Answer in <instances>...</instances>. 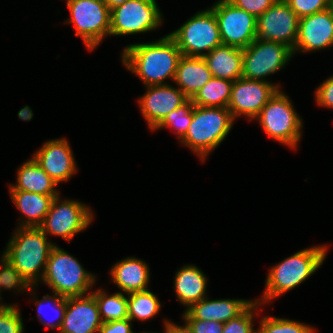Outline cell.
<instances>
[{
    "label": "cell",
    "mask_w": 333,
    "mask_h": 333,
    "mask_svg": "<svg viewBox=\"0 0 333 333\" xmlns=\"http://www.w3.org/2000/svg\"><path fill=\"white\" fill-rule=\"evenodd\" d=\"M193 102L189 99L185 104L181 107L173 110L169 113L164 120L153 130H161L163 128H169L178 137L180 141L185 135L188 130V127L191 124L193 118Z\"/></svg>",
    "instance_id": "obj_31"
},
{
    "label": "cell",
    "mask_w": 333,
    "mask_h": 333,
    "mask_svg": "<svg viewBox=\"0 0 333 333\" xmlns=\"http://www.w3.org/2000/svg\"><path fill=\"white\" fill-rule=\"evenodd\" d=\"M132 327V321L129 318L103 322L99 329V333H134Z\"/></svg>",
    "instance_id": "obj_39"
},
{
    "label": "cell",
    "mask_w": 333,
    "mask_h": 333,
    "mask_svg": "<svg viewBox=\"0 0 333 333\" xmlns=\"http://www.w3.org/2000/svg\"><path fill=\"white\" fill-rule=\"evenodd\" d=\"M182 56L175 40L167 34L155 41L125 46L121 62L144 86L166 85L168 79L174 82Z\"/></svg>",
    "instance_id": "obj_1"
},
{
    "label": "cell",
    "mask_w": 333,
    "mask_h": 333,
    "mask_svg": "<svg viewBox=\"0 0 333 333\" xmlns=\"http://www.w3.org/2000/svg\"><path fill=\"white\" fill-rule=\"evenodd\" d=\"M94 217L92 208L84 202L62 199L59 194L54 197L40 228L47 236L61 237L70 242L91 225Z\"/></svg>",
    "instance_id": "obj_9"
},
{
    "label": "cell",
    "mask_w": 333,
    "mask_h": 333,
    "mask_svg": "<svg viewBox=\"0 0 333 333\" xmlns=\"http://www.w3.org/2000/svg\"><path fill=\"white\" fill-rule=\"evenodd\" d=\"M144 95L137 99L140 113L153 131L173 110L185 104L189 98L176 86H145Z\"/></svg>",
    "instance_id": "obj_15"
},
{
    "label": "cell",
    "mask_w": 333,
    "mask_h": 333,
    "mask_svg": "<svg viewBox=\"0 0 333 333\" xmlns=\"http://www.w3.org/2000/svg\"><path fill=\"white\" fill-rule=\"evenodd\" d=\"M37 285H32L28 295H32L33 302L36 305L37 319L47 329H60L66 311V297L57 293L53 295L46 294L38 300L36 295ZM48 311V312H47Z\"/></svg>",
    "instance_id": "obj_26"
},
{
    "label": "cell",
    "mask_w": 333,
    "mask_h": 333,
    "mask_svg": "<svg viewBox=\"0 0 333 333\" xmlns=\"http://www.w3.org/2000/svg\"><path fill=\"white\" fill-rule=\"evenodd\" d=\"M203 58L213 77L230 81L242 78L243 49L222 44Z\"/></svg>",
    "instance_id": "obj_24"
},
{
    "label": "cell",
    "mask_w": 333,
    "mask_h": 333,
    "mask_svg": "<svg viewBox=\"0 0 333 333\" xmlns=\"http://www.w3.org/2000/svg\"><path fill=\"white\" fill-rule=\"evenodd\" d=\"M24 323L20 308L15 303L0 309V333H23Z\"/></svg>",
    "instance_id": "obj_34"
},
{
    "label": "cell",
    "mask_w": 333,
    "mask_h": 333,
    "mask_svg": "<svg viewBox=\"0 0 333 333\" xmlns=\"http://www.w3.org/2000/svg\"><path fill=\"white\" fill-rule=\"evenodd\" d=\"M168 34L175 40L183 56L204 57L222 45L216 15L211 8L199 10Z\"/></svg>",
    "instance_id": "obj_7"
},
{
    "label": "cell",
    "mask_w": 333,
    "mask_h": 333,
    "mask_svg": "<svg viewBox=\"0 0 333 333\" xmlns=\"http://www.w3.org/2000/svg\"><path fill=\"white\" fill-rule=\"evenodd\" d=\"M70 16L64 23L73 24L89 51L96 49L110 35V9L101 0H66Z\"/></svg>",
    "instance_id": "obj_8"
},
{
    "label": "cell",
    "mask_w": 333,
    "mask_h": 333,
    "mask_svg": "<svg viewBox=\"0 0 333 333\" xmlns=\"http://www.w3.org/2000/svg\"><path fill=\"white\" fill-rule=\"evenodd\" d=\"M112 282L124 294L145 291L149 289L150 269L149 265L136 257H126L117 261L110 268Z\"/></svg>",
    "instance_id": "obj_20"
},
{
    "label": "cell",
    "mask_w": 333,
    "mask_h": 333,
    "mask_svg": "<svg viewBox=\"0 0 333 333\" xmlns=\"http://www.w3.org/2000/svg\"><path fill=\"white\" fill-rule=\"evenodd\" d=\"M234 81L212 77L190 100L195 106L227 108Z\"/></svg>",
    "instance_id": "obj_27"
},
{
    "label": "cell",
    "mask_w": 333,
    "mask_h": 333,
    "mask_svg": "<svg viewBox=\"0 0 333 333\" xmlns=\"http://www.w3.org/2000/svg\"><path fill=\"white\" fill-rule=\"evenodd\" d=\"M255 120L269 138L291 150H297L303 137V120L282 89L266 103Z\"/></svg>",
    "instance_id": "obj_6"
},
{
    "label": "cell",
    "mask_w": 333,
    "mask_h": 333,
    "mask_svg": "<svg viewBox=\"0 0 333 333\" xmlns=\"http://www.w3.org/2000/svg\"><path fill=\"white\" fill-rule=\"evenodd\" d=\"M299 19L285 0H277L257 18V38L280 42L293 50L298 36Z\"/></svg>",
    "instance_id": "obj_14"
},
{
    "label": "cell",
    "mask_w": 333,
    "mask_h": 333,
    "mask_svg": "<svg viewBox=\"0 0 333 333\" xmlns=\"http://www.w3.org/2000/svg\"><path fill=\"white\" fill-rule=\"evenodd\" d=\"M103 288L91 291L94 295L102 322L124 320L128 318L127 294L115 292L108 294Z\"/></svg>",
    "instance_id": "obj_29"
},
{
    "label": "cell",
    "mask_w": 333,
    "mask_h": 333,
    "mask_svg": "<svg viewBox=\"0 0 333 333\" xmlns=\"http://www.w3.org/2000/svg\"><path fill=\"white\" fill-rule=\"evenodd\" d=\"M327 244L297 251L290 257L271 266L265 280L261 298L255 299L264 307L283 294L297 288L323 265L328 252Z\"/></svg>",
    "instance_id": "obj_2"
},
{
    "label": "cell",
    "mask_w": 333,
    "mask_h": 333,
    "mask_svg": "<svg viewBox=\"0 0 333 333\" xmlns=\"http://www.w3.org/2000/svg\"><path fill=\"white\" fill-rule=\"evenodd\" d=\"M190 333H222L224 323L213 320L182 319Z\"/></svg>",
    "instance_id": "obj_38"
},
{
    "label": "cell",
    "mask_w": 333,
    "mask_h": 333,
    "mask_svg": "<svg viewBox=\"0 0 333 333\" xmlns=\"http://www.w3.org/2000/svg\"><path fill=\"white\" fill-rule=\"evenodd\" d=\"M32 285L28 280L14 267V265L0 256V299L2 300V290L15 291L14 293H27ZM17 290V291H16Z\"/></svg>",
    "instance_id": "obj_32"
},
{
    "label": "cell",
    "mask_w": 333,
    "mask_h": 333,
    "mask_svg": "<svg viewBox=\"0 0 333 333\" xmlns=\"http://www.w3.org/2000/svg\"><path fill=\"white\" fill-rule=\"evenodd\" d=\"M141 333H156V332H152V331H151V332H147V331L145 332V331H144V332H141ZM163 333H164V332H163Z\"/></svg>",
    "instance_id": "obj_43"
},
{
    "label": "cell",
    "mask_w": 333,
    "mask_h": 333,
    "mask_svg": "<svg viewBox=\"0 0 333 333\" xmlns=\"http://www.w3.org/2000/svg\"><path fill=\"white\" fill-rule=\"evenodd\" d=\"M16 183L9 184V191H26L47 196H58V185L34 160L29 158L19 166Z\"/></svg>",
    "instance_id": "obj_22"
},
{
    "label": "cell",
    "mask_w": 333,
    "mask_h": 333,
    "mask_svg": "<svg viewBox=\"0 0 333 333\" xmlns=\"http://www.w3.org/2000/svg\"><path fill=\"white\" fill-rule=\"evenodd\" d=\"M210 8L216 15L222 44L244 49L257 38L253 15L229 0H217Z\"/></svg>",
    "instance_id": "obj_12"
},
{
    "label": "cell",
    "mask_w": 333,
    "mask_h": 333,
    "mask_svg": "<svg viewBox=\"0 0 333 333\" xmlns=\"http://www.w3.org/2000/svg\"><path fill=\"white\" fill-rule=\"evenodd\" d=\"M262 304L255 300L242 314L224 323L222 333H257L254 327L255 316H260Z\"/></svg>",
    "instance_id": "obj_33"
},
{
    "label": "cell",
    "mask_w": 333,
    "mask_h": 333,
    "mask_svg": "<svg viewBox=\"0 0 333 333\" xmlns=\"http://www.w3.org/2000/svg\"><path fill=\"white\" fill-rule=\"evenodd\" d=\"M96 279L97 276L86 271L77 258L54 245L41 281L53 293L67 298L90 294Z\"/></svg>",
    "instance_id": "obj_5"
},
{
    "label": "cell",
    "mask_w": 333,
    "mask_h": 333,
    "mask_svg": "<svg viewBox=\"0 0 333 333\" xmlns=\"http://www.w3.org/2000/svg\"><path fill=\"white\" fill-rule=\"evenodd\" d=\"M32 157L58 186L78 171L70 142L64 137L45 141Z\"/></svg>",
    "instance_id": "obj_16"
},
{
    "label": "cell",
    "mask_w": 333,
    "mask_h": 333,
    "mask_svg": "<svg viewBox=\"0 0 333 333\" xmlns=\"http://www.w3.org/2000/svg\"><path fill=\"white\" fill-rule=\"evenodd\" d=\"M40 227H16L1 253L28 280L39 285L49 253L56 243Z\"/></svg>",
    "instance_id": "obj_3"
},
{
    "label": "cell",
    "mask_w": 333,
    "mask_h": 333,
    "mask_svg": "<svg viewBox=\"0 0 333 333\" xmlns=\"http://www.w3.org/2000/svg\"><path fill=\"white\" fill-rule=\"evenodd\" d=\"M333 47V6L299 19L296 53L322 51Z\"/></svg>",
    "instance_id": "obj_17"
},
{
    "label": "cell",
    "mask_w": 333,
    "mask_h": 333,
    "mask_svg": "<svg viewBox=\"0 0 333 333\" xmlns=\"http://www.w3.org/2000/svg\"><path fill=\"white\" fill-rule=\"evenodd\" d=\"M9 195L21 213L16 227H40L56 197L26 191H9Z\"/></svg>",
    "instance_id": "obj_23"
},
{
    "label": "cell",
    "mask_w": 333,
    "mask_h": 333,
    "mask_svg": "<svg viewBox=\"0 0 333 333\" xmlns=\"http://www.w3.org/2000/svg\"><path fill=\"white\" fill-rule=\"evenodd\" d=\"M110 10L124 4L128 0H103Z\"/></svg>",
    "instance_id": "obj_41"
},
{
    "label": "cell",
    "mask_w": 333,
    "mask_h": 333,
    "mask_svg": "<svg viewBox=\"0 0 333 333\" xmlns=\"http://www.w3.org/2000/svg\"><path fill=\"white\" fill-rule=\"evenodd\" d=\"M255 300L253 299H210L203 298L183 311L182 319L213 320L226 323L242 314Z\"/></svg>",
    "instance_id": "obj_19"
},
{
    "label": "cell",
    "mask_w": 333,
    "mask_h": 333,
    "mask_svg": "<svg viewBox=\"0 0 333 333\" xmlns=\"http://www.w3.org/2000/svg\"><path fill=\"white\" fill-rule=\"evenodd\" d=\"M208 278L194 264L179 268L174 276V291L177 301L187 310L192 304L207 297Z\"/></svg>",
    "instance_id": "obj_21"
},
{
    "label": "cell",
    "mask_w": 333,
    "mask_h": 333,
    "mask_svg": "<svg viewBox=\"0 0 333 333\" xmlns=\"http://www.w3.org/2000/svg\"><path fill=\"white\" fill-rule=\"evenodd\" d=\"M0 302H1V299H0ZM5 305H7V303H5V302L0 303V309L3 308Z\"/></svg>",
    "instance_id": "obj_42"
},
{
    "label": "cell",
    "mask_w": 333,
    "mask_h": 333,
    "mask_svg": "<svg viewBox=\"0 0 333 333\" xmlns=\"http://www.w3.org/2000/svg\"><path fill=\"white\" fill-rule=\"evenodd\" d=\"M279 89H282L279 83L239 78L232 85L227 108L235 121L243 116L254 120Z\"/></svg>",
    "instance_id": "obj_13"
},
{
    "label": "cell",
    "mask_w": 333,
    "mask_h": 333,
    "mask_svg": "<svg viewBox=\"0 0 333 333\" xmlns=\"http://www.w3.org/2000/svg\"><path fill=\"white\" fill-rule=\"evenodd\" d=\"M164 333H190L189 329L186 327V325L184 324L182 325H178L177 323H174L168 319H164Z\"/></svg>",
    "instance_id": "obj_40"
},
{
    "label": "cell",
    "mask_w": 333,
    "mask_h": 333,
    "mask_svg": "<svg viewBox=\"0 0 333 333\" xmlns=\"http://www.w3.org/2000/svg\"><path fill=\"white\" fill-rule=\"evenodd\" d=\"M299 18L312 15L332 6L331 0H285Z\"/></svg>",
    "instance_id": "obj_35"
},
{
    "label": "cell",
    "mask_w": 333,
    "mask_h": 333,
    "mask_svg": "<svg viewBox=\"0 0 333 333\" xmlns=\"http://www.w3.org/2000/svg\"><path fill=\"white\" fill-rule=\"evenodd\" d=\"M292 57V49L287 45L256 38L243 49L242 78L270 82L266 77L286 67Z\"/></svg>",
    "instance_id": "obj_11"
},
{
    "label": "cell",
    "mask_w": 333,
    "mask_h": 333,
    "mask_svg": "<svg viewBox=\"0 0 333 333\" xmlns=\"http://www.w3.org/2000/svg\"><path fill=\"white\" fill-rule=\"evenodd\" d=\"M98 305L92 293L67 297L66 311L59 333H99L102 325Z\"/></svg>",
    "instance_id": "obj_18"
},
{
    "label": "cell",
    "mask_w": 333,
    "mask_h": 333,
    "mask_svg": "<svg viewBox=\"0 0 333 333\" xmlns=\"http://www.w3.org/2000/svg\"><path fill=\"white\" fill-rule=\"evenodd\" d=\"M257 333H315L316 328L300 321L279 318L276 316H261Z\"/></svg>",
    "instance_id": "obj_30"
},
{
    "label": "cell",
    "mask_w": 333,
    "mask_h": 333,
    "mask_svg": "<svg viewBox=\"0 0 333 333\" xmlns=\"http://www.w3.org/2000/svg\"><path fill=\"white\" fill-rule=\"evenodd\" d=\"M236 7H239L255 18L262 15L269 7H271L277 0H229Z\"/></svg>",
    "instance_id": "obj_37"
},
{
    "label": "cell",
    "mask_w": 333,
    "mask_h": 333,
    "mask_svg": "<svg viewBox=\"0 0 333 333\" xmlns=\"http://www.w3.org/2000/svg\"><path fill=\"white\" fill-rule=\"evenodd\" d=\"M212 77L203 57L182 56L173 83L191 99Z\"/></svg>",
    "instance_id": "obj_25"
},
{
    "label": "cell",
    "mask_w": 333,
    "mask_h": 333,
    "mask_svg": "<svg viewBox=\"0 0 333 333\" xmlns=\"http://www.w3.org/2000/svg\"><path fill=\"white\" fill-rule=\"evenodd\" d=\"M314 97L318 106L333 109V75L316 88Z\"/></svg>",
    "instance_id": "obj_36"
},
{
    "label": "cell",
    "mask_w": 333,
    "mask_h": 333,
    "mask_svg": "<svg viewBox=\"0 0 333 333\" xmlns=\"http://www.w3.org/2000/svg\"><path fill=\"white\" fill-rule=\"evenodd\" d=\"M161 304L160 299L150 289L129 293L127 294L128 318L132 322L149 321L158 315Z\"/></svg>",
    "instance_id": "obj_28"
},
{
    "label": "cell",
    "mask_w": 333,
    "mask_h": 333,
    "mask_svg": "<svg viewBox=\"0 0 333 333\" xmlns=\"http://www.w3.org/2000/svg\"><path fill=\"white\" fill-rule=\"evenodd\" d=\"M234 121L228 108L194 105L191 124L179 142L204 162L228 136Z\"/></svg>",
    "instance_id": "obj_4"
},
{
    "label": "cell",
    "mask_w": 333,
    "mask_h": 333,
    "mask_svg": "<svg viewBox=\"0 0 333 333\" xmlns=\"http://www.w3.org/2000/svg\"><path fill=\"white\" fill-rule=\"evenodd\" d=\"M163 14L156 0H128L110 10V35L146 34L163 23Z\"/></svg>",
    "instance_id": "obj_10"
}]
</instances>
